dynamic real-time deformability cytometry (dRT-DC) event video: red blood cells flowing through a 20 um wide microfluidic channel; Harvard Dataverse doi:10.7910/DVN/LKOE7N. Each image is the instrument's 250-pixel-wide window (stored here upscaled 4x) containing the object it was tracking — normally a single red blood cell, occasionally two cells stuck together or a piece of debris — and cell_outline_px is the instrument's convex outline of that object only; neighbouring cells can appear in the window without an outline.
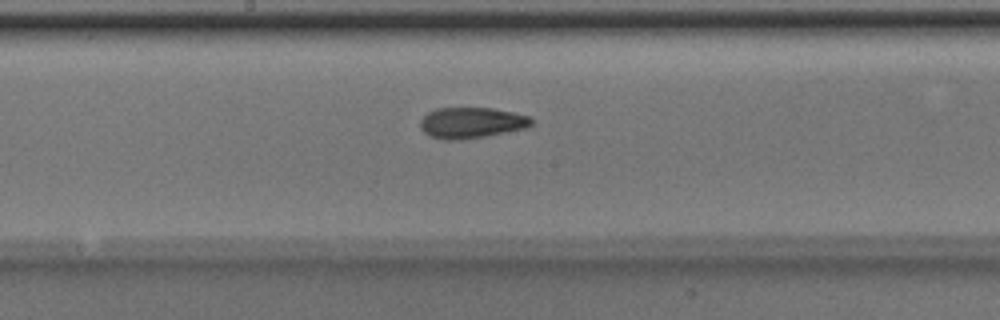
{"species": "Egyptian fruit bat (a non-hibernating species)", "species_latin": "Rousettus aegyptiacus", "temperature_condition": "room temperature", "stored_images_in_passage": 30, "camera_frame_rate_fps": 3000, "um_per_image_px": 0.085, "animal": {"sex": "male"}, "frame": {"image": 1, "passage_image": 13, "time_ms": 4.0, "image_size_px": [1000, 320], "cell_outline_px": [[536, 120], [528, 128], [464, 140], [440, 140], [428, 136], [420, 128], [420, 120], [428, 112], [436, 108], [492, 108], [532, 116]], "centroid_in_image_um": [40.09, 10.45], "position_along_channel_um": 208.1, "area_um2": 20.46}}
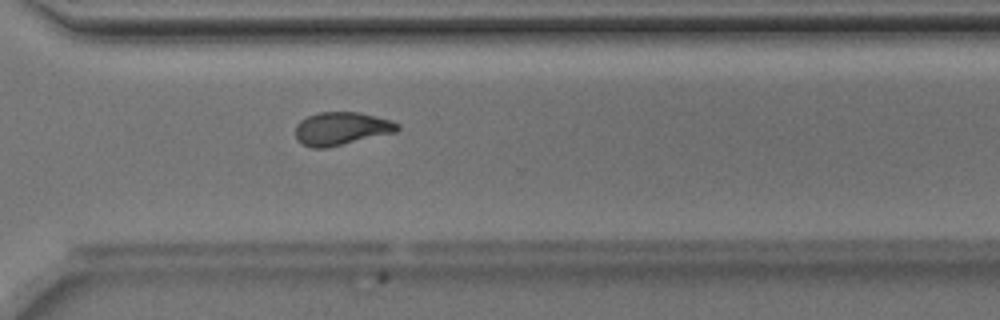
{"frame": {"image": 2, "passage_image": 23, "time_ms": 7.333, "image_size_px": [1000, 320], "cell_outline_px": [[400, 128], [396, 132], [328, 148], [312, 148], [296, 140], [296, 124], [300, 120], [308, 116], [320, 112], [360, 112], [392, 120], [400, 124]], "centroid_in_image_um": [29.04, 10.93], "position_along_channel_um": 341.6, "area_um2": 19.83}}
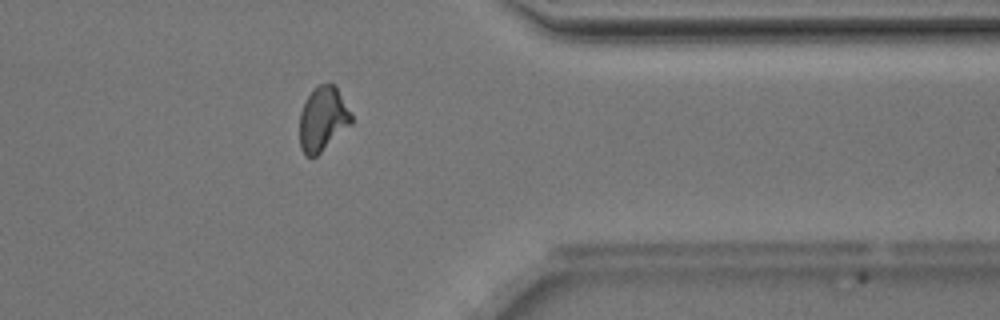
{"frame": {"image": 3, "passage_image": 27, "time_ms": 8.667, "image_size_px": [1000, 320], "cell_outline_px": [[352, 124], [316, 156], [304, 156], [300, 148], [300, 112], [312, 88], [320, 84], [336, 84], [352, 116]], "centroid_in_image_um": [27.44, 10.11], "position_along_channel_um": 384.0, "area_um2": 19.42}, "authors_computed_cell_mechanics": {"area_um2": 19.7098, "velocity_mm_per_s": 4.0105, "shape_relaxation_time_tau1_ms": null, "shape_relaxation_time_tau2_ms": 2.4134, "deformation_change_tau1": null, "deformation_change_tau2": 0.0958}}